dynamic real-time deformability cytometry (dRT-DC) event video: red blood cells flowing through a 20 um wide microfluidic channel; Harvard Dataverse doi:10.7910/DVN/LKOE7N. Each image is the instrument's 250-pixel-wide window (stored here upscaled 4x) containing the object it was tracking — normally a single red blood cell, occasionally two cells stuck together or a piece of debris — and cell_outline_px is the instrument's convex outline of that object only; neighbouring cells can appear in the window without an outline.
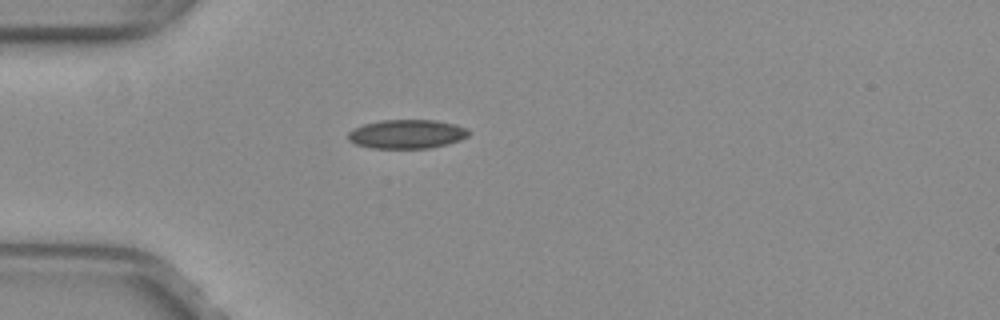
{"species": "common noctule bat (a hibernating species)", "species_latin": "Nyctalus noctula", "temperature_condition": "warm", "stored_images_in_passage": 14, "camera_frame_rate_fps": 3000, "um_per_image_px": 0.085, "animal": {"sex": "female", "body_mass_g": 29.2, "forearm_length_mm": 56.3}, "frame": {"image": 1, "passage_image": 1, "time_ms": 0.0, "image_size_px": [1000, 320], "cell_outline_px": [[468, 136], [460, 140], [448, 144], [428, 148], [372, 148], [356, 144], [348, 140], [348, 132], [364, 124], [380, 120], [436, 120], [456, 124], [468, 128]], "centroid_in_image_um": [34.6, 11.39], "position_along_channel_um": 50.4, "area_um2": 20.35}}
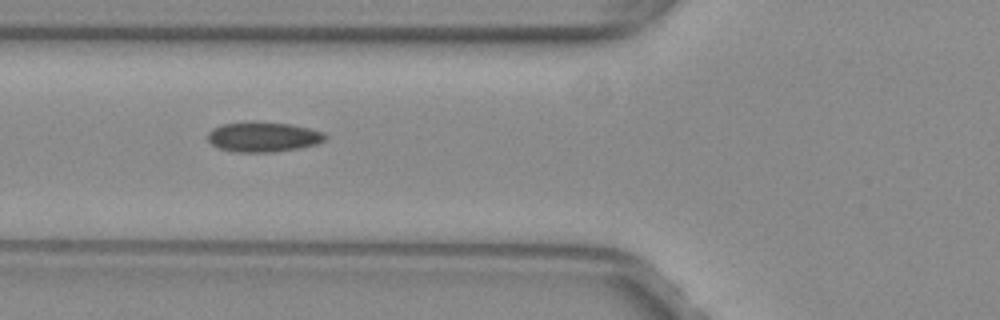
{"frame": {"image": 2, "passage_image": 6, "time_ms": 1.667, "image_size_px": [1000, 320], "cell_outline_px": [[328, 136], [324, 140], [316, 144], [300, 148], [272, 152], [232, 152], [220, 148], [212, 144], [208, 140], [208, 132], [212, 128], [220, 124], [252, 120], [292, 124], [324, 132]], "centroid_in_image_um": [22.35, 11.61], "position_along_channel_um": 103.4, "area_um2": 20.92}}